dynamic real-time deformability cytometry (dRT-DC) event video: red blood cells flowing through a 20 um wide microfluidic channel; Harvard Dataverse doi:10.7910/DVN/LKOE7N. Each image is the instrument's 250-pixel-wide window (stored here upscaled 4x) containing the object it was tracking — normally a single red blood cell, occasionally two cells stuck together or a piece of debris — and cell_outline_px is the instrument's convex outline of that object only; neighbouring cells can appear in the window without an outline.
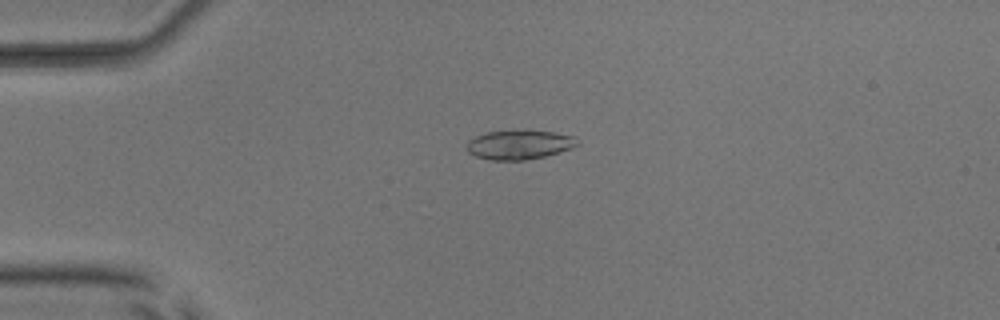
{"species": "common noctule bat (a hibernating species)", "species_latin": "Nyctalus noctula", "temperature_condition": "room temperature", "stored_images_in_passage": 27, "camera_frame_rate_fps": 3000, "um_per_image_px": 0.085, "animal": {"sex": "male", "body_mass_g": 17.9, "forearm_length_mm": 54.2}, "frame": {"image": 1, "passage_image": 13, "time_ms": 4.0, "image_size_px": [1000, 320], "cell_outline_px": [[580, 144], [572, 148], [560, 152], [544, 156], [524, 160], [488, 160], [476, 156], [468, 152], [464, 148], [468, 140], [476, 136], [488, 132], [512, 128], [524, 128], [552, 132], [572, 136], [580, 140]], "centroid_in_image_um": [44.12, 12.26], "position_along_channel_um": 40.9, "area_um2": 19.59}}
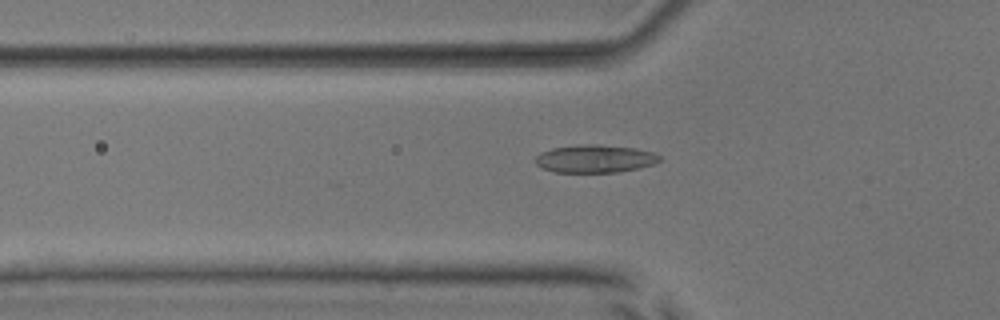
{"frame": {"image": 2, "passage_image": 18, "time_ms": 5.667, "image_size_px": [1000, 320], "cell_outline_px": [[660, 160], [652, 164], [636, 168], [616, 172], [552, 172], [540, 168], [532, 160], [540, 152], [552, 148], [580, 144], [600, 144], [636, 148], [656, 152], [660, 156]], "centroid_in_image_um": [50.51, 13.48], "position_along_channel_um": 75.3, "area_um2": 20.4}}
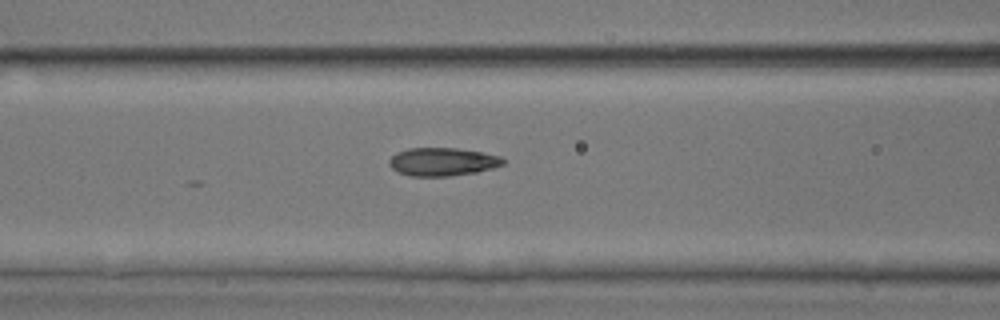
{"frame": {"image": 3, "passage_image": 22, "time_ms": 7.0, "image_size_px": [1000, 320], "cell_outline_px": [[504, 164], [492, 168], [476, 172], [448, 176], [412, 176], [400, 172], [392, 168], [388, 164], [388, 160], [396, 152], [408, 148], [456, 148], [480, 152], [500, 156], [504, 160]], "centroid_in_image_um": [37.59, 13.74], "position_along_channel_um": 129.0, "area_um2": 18.55}}